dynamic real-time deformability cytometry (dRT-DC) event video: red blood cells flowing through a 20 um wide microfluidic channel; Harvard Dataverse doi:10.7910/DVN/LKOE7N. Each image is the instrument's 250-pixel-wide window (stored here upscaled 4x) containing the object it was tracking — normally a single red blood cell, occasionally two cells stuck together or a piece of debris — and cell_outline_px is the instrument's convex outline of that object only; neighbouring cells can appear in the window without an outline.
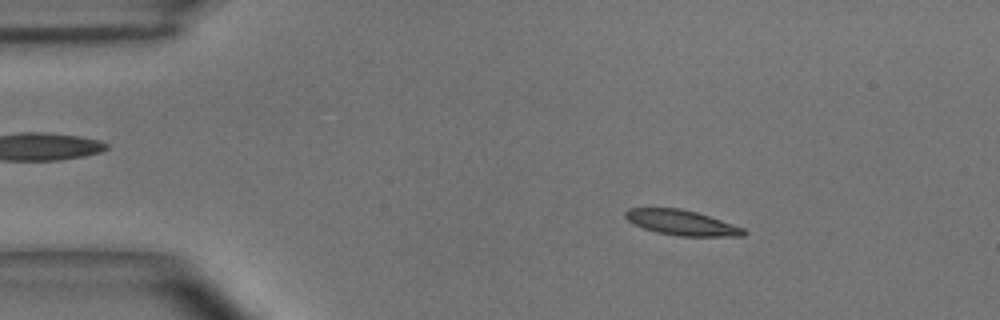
{"species": "common noctule bat (a hibernating species)", "species_latin": "Nyctalus noctula", "temperature_condition": "room temperature", "stored_images_in_passage": 50, "camera_frame_rate_fps": 3000, "um_per_image_px": 0.085, "animal": {"sex": "male", "body_mass_g": 15.6}, "frame": {"image": 1, "passage_image": 8, "time_ms": 2.333, "image_size_px": [1000, 320], "cell_outline_px": [[748, 232], [744, 236], [680, 236], [656, 232], [632, 224], [624, 216], [624, 212], [628, 208], [680, 208], [696, 212], [744, 228]], "centroid_in_image_um": [57.91, 18.93], "position_along_channel_um": 27.1, "area_um2": 17.28}}
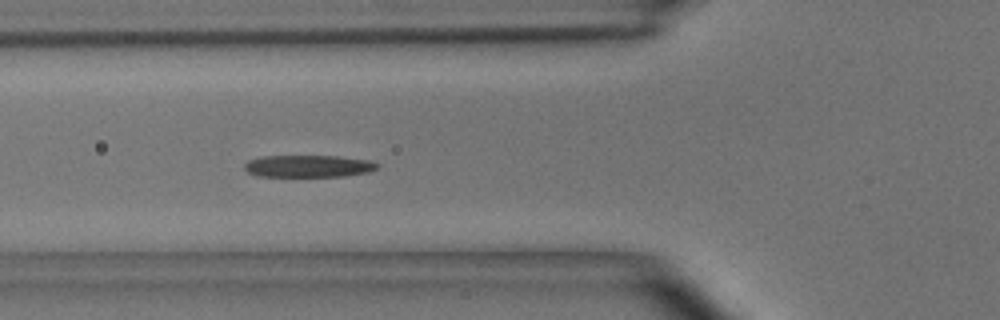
{"frame": {"image": 2, "passage_image": 18, "time_ms": 5.667, "image_size_px": [1000, 320], "cell_outline_px": [[380, 168], [368, 172], [344, 176], [256, 176], [248, 172], [244, 168], [244, 164], [248, 160], [260, 156], [336, 156], [368, 160], [380, 164]], "centroid_in_image_um": [26.21, 14.12], "position_along_channel_um": 99.6, "area_um2": 17.17}}
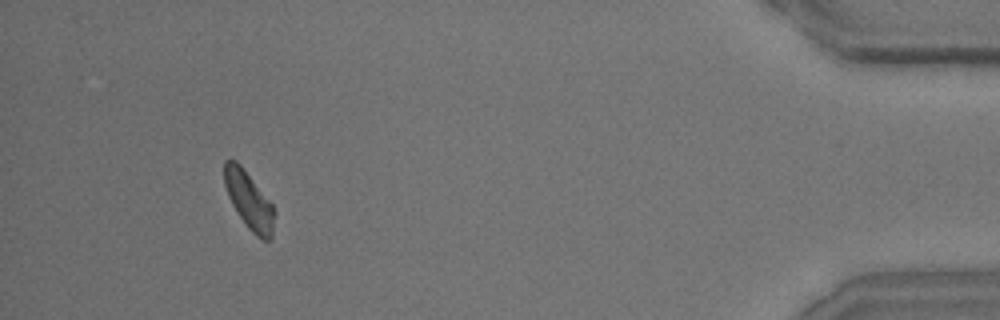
{"frame": {"image": 3, "passage_image": 47, "time_ms": 15.333, "image_size_px": [1000, 320], "cell_outline_px": [[276, 212], [272, 236], [268, 240], [264, 240], [256, 236], [248, 228], [232, 204], [228, 196], [224, 184], [224, 160], [236, 160], [240, 164], [272, 204]], "centroid_in_image_um": [21.17, 17.04], "position_along_channel_um": 414.0, "area_um2": 16.59}, "authors_computed_cell_mechanics": {"area_um2": 17.5134, "velocity_mm_per_s": 3.9302, "shape_relaxation_time_tau1_ms": 8.4428, "shape_relaxation_time_tau2_ms": null, "deformation_change_tau1": 0.2034, "deformation_change_tau2": null}}